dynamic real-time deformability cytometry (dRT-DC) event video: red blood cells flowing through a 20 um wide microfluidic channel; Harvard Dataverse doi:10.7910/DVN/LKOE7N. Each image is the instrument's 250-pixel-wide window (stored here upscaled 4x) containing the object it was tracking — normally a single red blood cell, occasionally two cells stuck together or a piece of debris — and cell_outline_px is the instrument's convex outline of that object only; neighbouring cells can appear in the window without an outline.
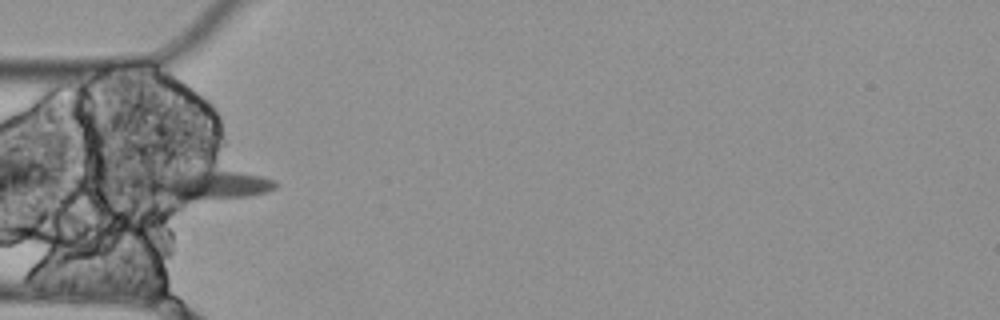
{"species": "Egyptian fruit bat (a non-hibernating species)", "species_latin": "Rousettus aegyptiacus", "temperature_condition": "cold", "stored_images_in_passage": 4, "camera_frame_rate_fps": 3000, "um_per_image_px": 0.085, "animal": {"sex": "female"}, "frame": {"image": 1, "passage_image": 4, "time_ms": 1.0, "image_size_px": [1000, 320], "cell_outline_px": [[280, 184], [276, 188], [264, 192], [248, 196], [188, 200], [176, 200], [156, 192], [140, 184], [136, 180], [144, 176], [168, 172], [240, 172], [260, 176], [276, 180]], "centroid_in_image_um": [17.61, 15.7], "position_along_channel_um": 67.4, "area_um2": 21.85}}